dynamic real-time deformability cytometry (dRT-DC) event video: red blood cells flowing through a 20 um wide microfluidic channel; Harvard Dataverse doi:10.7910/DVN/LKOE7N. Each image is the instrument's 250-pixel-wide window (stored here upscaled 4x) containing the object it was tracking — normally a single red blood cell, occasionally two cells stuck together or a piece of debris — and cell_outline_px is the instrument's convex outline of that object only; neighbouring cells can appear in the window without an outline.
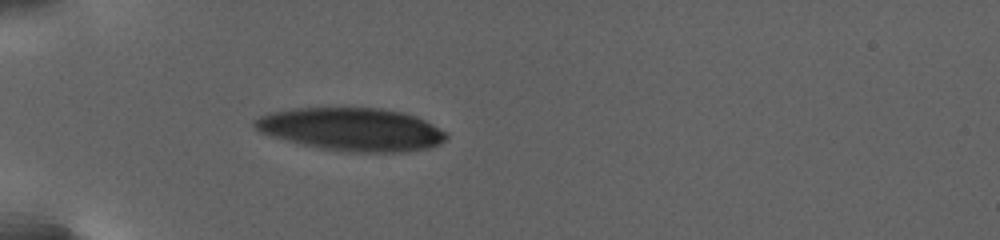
{"species": "human", "species_latin": "Homo sapiens", "temperature_condition": "warm", "stored_images_in_passage": 55, "camera_frame_rate_fps": 3000, "um_per_image_px": 0.085, "donor": {"sex": "female"}, "frame": {"image": 1, "passage_image": 1, "time_ms": 0.0, "image_size_px": [1000, 240], "cell_outline_px": [[448, 136], [440, 144], [428, 148], [408, 152], [340, 152], [300, 144], [272, 136], [260, 132], [252, 124], [260, 116], [272, 112], [296, 108], [380, 108], [400, 112], [416, 116], [448, 132]], "centroid_in_image_um": [29.93, 11.01], "position_along_channel_um": 55.1, "area_um2": 48.03}}
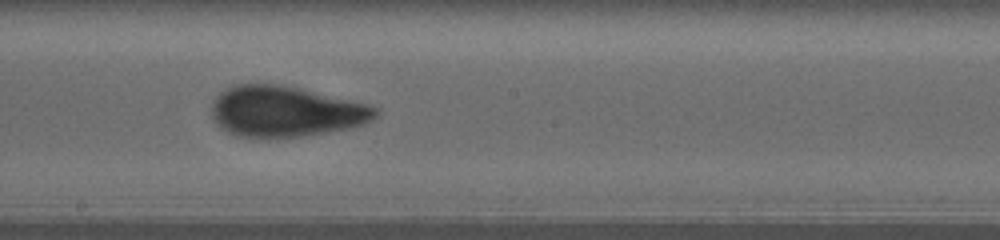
{"frame": {"image": 2, "passage_image": 28, "time_ms": 7.0, "image_size_px": [1000, 240], "cell_outline_px": [[380, 112], [372, 120], [364, 124], [352, 128], [304, 136], [264, 140], [236, 136], [220, 128], [212, 116], [212, 104], [220, 92], [232, 84], [276, 84], [296, 88], [368, 104], [376, 108]], "centroid_in_image_um": [24.24, 9.52], "position_along_channel_um": 224.0, "area_um2": 48.9}}
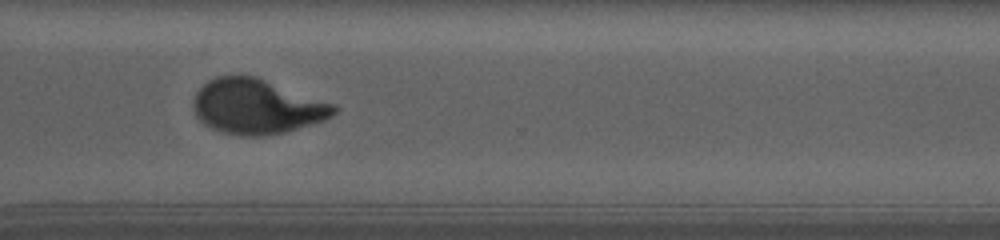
{"frame": {"image": 3, "passage_image": 54, "time_ms": 11.667, "image_size_px": [1000, 240], "cell_outline_px": [[336, 112], [332, 116], [324, 120], [284, 132], [264, 136], [240, 136], [224, 132], [212, 128], [204, 124], [196, 116], [192, 104], [196, 92], [208, 80], [220, 76], [256, 76], [336, 104]], "centroid_in_image_um": [21.83, 9.06], "position_along_channel_um": 348.8, "area_um2": 44.8}}